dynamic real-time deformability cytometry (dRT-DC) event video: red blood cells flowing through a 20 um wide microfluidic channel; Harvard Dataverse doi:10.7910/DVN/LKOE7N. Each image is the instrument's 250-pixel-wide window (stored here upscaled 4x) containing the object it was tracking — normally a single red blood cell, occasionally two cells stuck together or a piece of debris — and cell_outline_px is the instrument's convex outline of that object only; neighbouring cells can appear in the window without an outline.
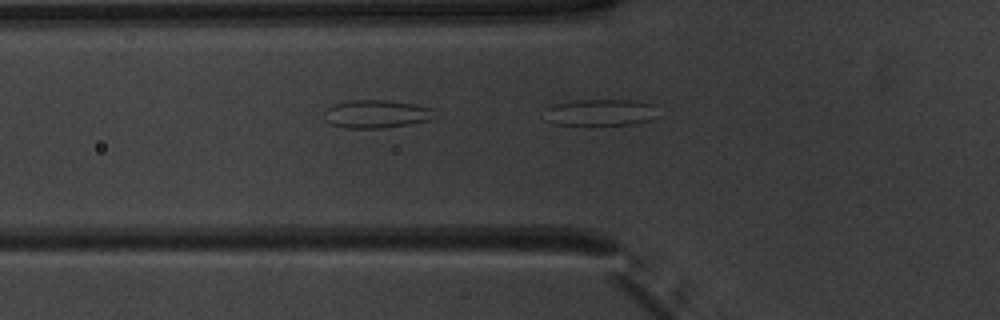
{"species": "common noctule bat (a hibernating species)", "species_latin": "Nyctalus noctula", "temperature_condition": "warm", "stored_images_in_passage": 10, "segment_of_instrument_passage": [2, 2], "camera_frame_rate_fps": 3000, "um_per_image_px": 0.085, "animal": {"sex": "male", "body_mass_g": 20.1, "forearm_length_mm": 53.5}, "frame": {"image": 1, "passage_image": 10, "time_ms": 3.0, "image_size_px": [1000, 320], "cell_outline_px": [[656, 104], [652, 120], [636, 124], [556, 124], [552, 120], [548, 108], [556, 104], [576, 100], [632, 100]], "centroid_in_image_um": [51.18, 9.54], "position_along_channel_um": 74.6, "area_um2": 16.82}}